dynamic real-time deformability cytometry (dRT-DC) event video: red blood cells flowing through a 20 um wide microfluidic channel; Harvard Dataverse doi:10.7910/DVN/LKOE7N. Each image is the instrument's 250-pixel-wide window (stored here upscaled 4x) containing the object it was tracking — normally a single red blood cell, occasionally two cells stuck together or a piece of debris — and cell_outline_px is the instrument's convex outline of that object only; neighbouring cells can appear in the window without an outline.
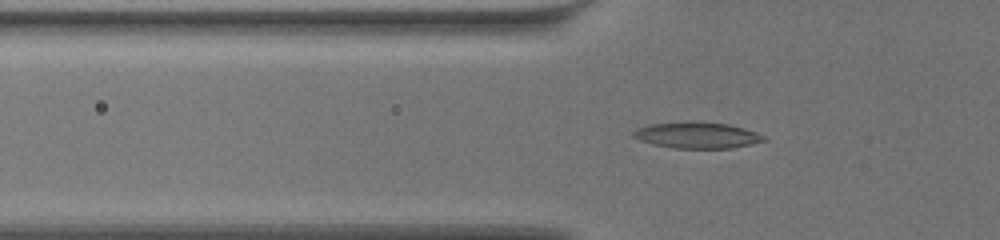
{"species": "common noctule bat (a hibernating species)", "species_latin": "Nyctalus noctula", "temperature_condition": "warm", "stored_images_in_passage": 26, "camera_frame_rate_fps": 3000, "um_per_image_px": 0.085, "animal": {"sex": "female", "body_mass_g": 19.5, "forearm_length_mm": 54.1}, "frame": {"image": 1, "passage_image": 9, "time_ms": 2.667, "image_size_px": [1000, 240], "cell_outline_px": [[768, 140], [752, 144], [732, 148], [672, 148], [652, 144], [640, 140], [632, 136], [632, 132], [636, 128], [648, 124], [728, 124], [744, 128], [756, 132], [764, 136]], "centroid_in_image_um": [59.27, 11.54], "position_along_channel_um": 66.5, "area_um2": 19.13}}
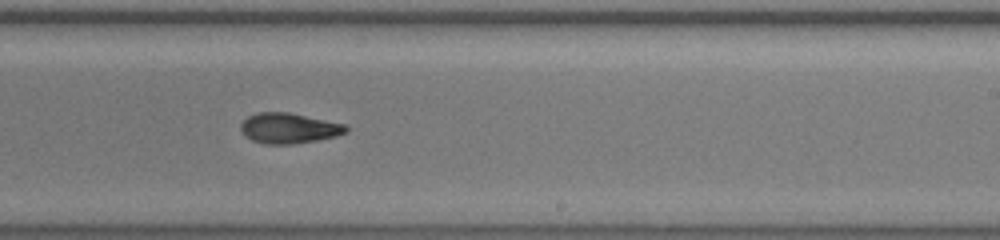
{"frame": {"image": 2, "passage_image": 16, "time_ms": 5.0, "image_size_px": [1000, 240], "cell_outline_px": [[348, 132], [336, 136], [316, 140], [292, 144], [264, 144], [252, 140], [240, 132], [240, 124], [248, 116], [260, 112], [288, 112], [344, 124], [348, 128]], "centroid_in_image_um": [24.53, 10.9], "position_along_channel_um": 264.5, "area_um2": 18.55}}
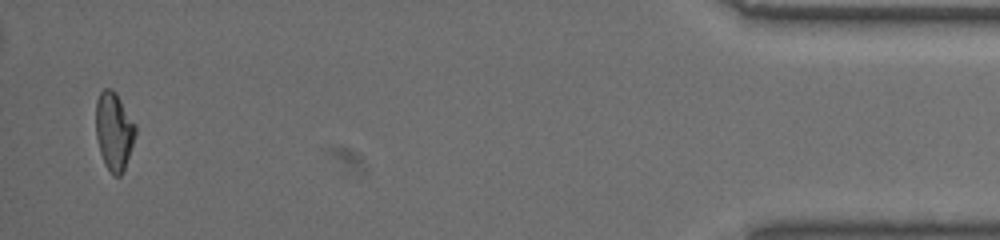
{"frame": {"image": 3, "passage_image": 26, "time_ms": 8.333, "image_size_px": [1000, 240], "cell_outline_px": [[136, 132], [124, 172], [120, 176], [112, 176], [104, 164], [100, 152], [96, 136], [96, 100], [100, 92], [104, 88], [112, 88], [116, 92], [136, 124]], "centroid_in_image_um": [9.69, 11.15], "position_along_channel_um": 425.5, "area_um2": 18.26}}